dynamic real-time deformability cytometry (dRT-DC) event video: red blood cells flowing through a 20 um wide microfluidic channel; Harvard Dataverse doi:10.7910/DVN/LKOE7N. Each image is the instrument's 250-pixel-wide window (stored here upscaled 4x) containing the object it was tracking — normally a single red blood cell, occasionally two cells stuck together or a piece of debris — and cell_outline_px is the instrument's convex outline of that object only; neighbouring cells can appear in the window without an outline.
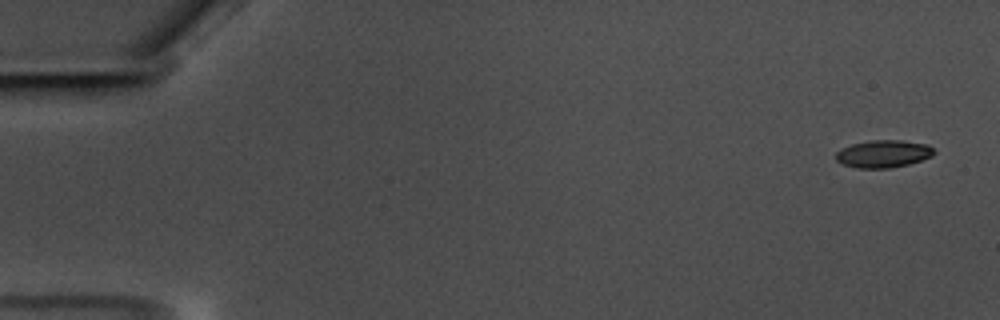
{"species": "common noctule bat (a hibernating species)", "species_latin": "Nyctalus noctula", "temperature_condition": "warm", "stored_images_in_passage": 58, "camera_frame_rate_fps": 3000, "um_per_image_px": 0.085, "animal": {"sex": "male", "body_mass_g": 17.5, "forearm_length_mm": 52.3}, "frame": {"image": 1, "passage_image": 1, "time_ms": 0.0, "image_size_px": [1000, 320], "cell_outline_px": [[936, 152], [932, 156], [908, 164], [888, 168], [856, 168], [844, 164], [836, 160], [836, 152], [840, 148], [852, 144], [872, 140], [900, 140], [928, 144]], "centroid_in_image_um": [75.08, 13.07], "position_along_channel_um": 9.9, "area_um2": 15.66}}
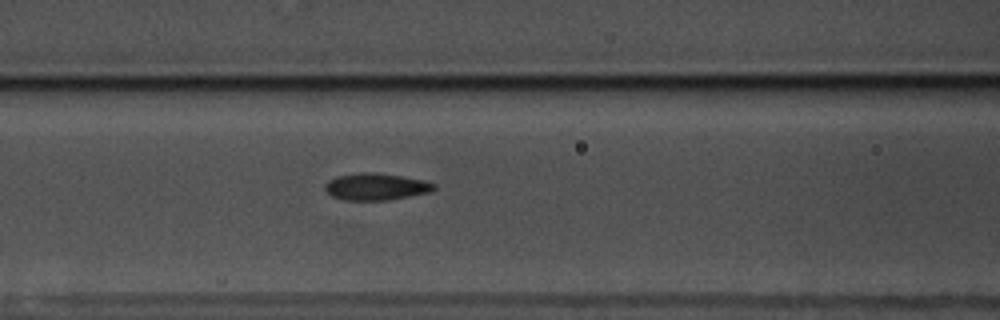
{"frame": {"image": 2, "passage_image": 24, "time_ms": 7.667, "image_size_px": [1000, 320], "cell_outline_px": [[436, 188], [432, 192], [388, 200], [344, 200], [332, 196], [324, 188], [324, 184], [328, 180], [336, 176], [360, 172], [376, 172], [424, 180], [436, 184]], "centroid_in_image_um": [31.96, 15.86], "position_along_channel_um": 134.6, "area_um2": 17.22}}
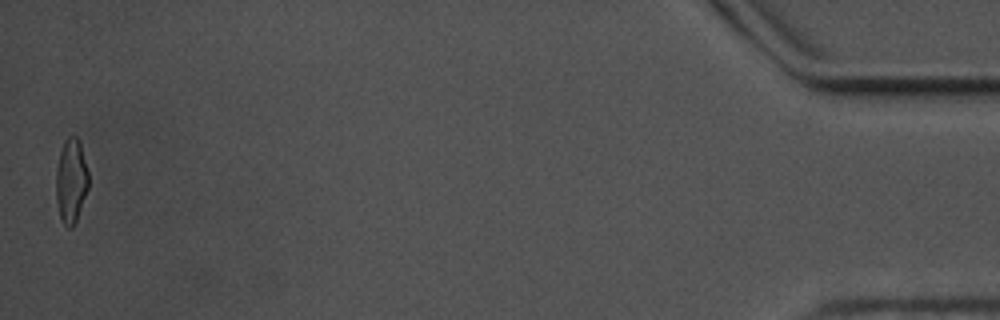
{"frame": {"image": 3, "passage_image": 57, "time_ms": 18.667, "image_size_px": [1000, 320], "cell_outline_px": [[88, 188], [76, 220], [72, 228], [68, 228], [64, 224], [60, 216], [56, 196], [56, 168], [60, 152], [64, 140], [68, 136], [76, 136], [80, 140], [88, 172]], "centroid_in_image_um": [6.04, 15.33], "position_along_channel_um": 429.2, "area_um2": 15.9}, "authors_computed_cell_mechanics": {"area_um2": 16.473, "velocity_mm_per_s": 3.5097, "shape_relaxation_time_tau1_ms": 5.1395, "shape_relaxation_time_tau2_ms": 1.9008, "deformation_change_tau1": 0.1597, "deformation_change_tau2": 0.0911}}